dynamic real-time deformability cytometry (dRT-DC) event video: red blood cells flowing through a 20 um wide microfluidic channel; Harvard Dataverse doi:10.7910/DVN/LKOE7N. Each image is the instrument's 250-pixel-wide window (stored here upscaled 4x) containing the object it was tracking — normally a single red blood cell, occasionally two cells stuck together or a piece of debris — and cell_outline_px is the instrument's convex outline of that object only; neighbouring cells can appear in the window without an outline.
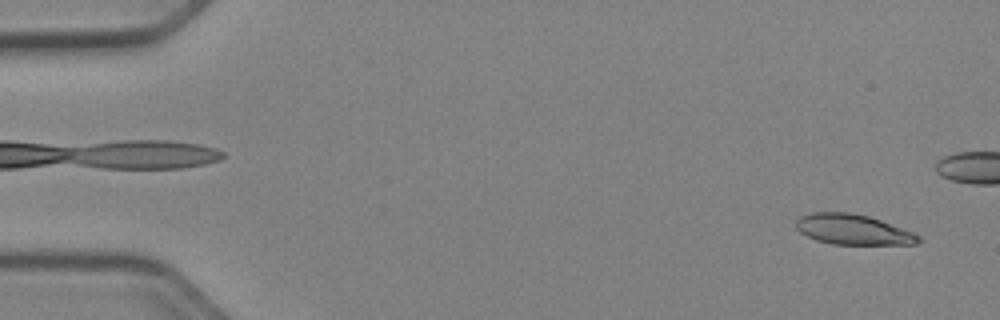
{"species": "Egyptian fruit bat (a non-hibernating species)", "species_latin": "Rousettus aegyptiacus", "temperature_condition": "cold", "stored_images_in_passage": 52, "camera_frame_rate_fps": 3000, "um_per_image_px": 0.085, "animal": {"sex": "female"}, "frame": {"image": 1, "passage_image": 2, "time_ms": 0.333, "image_size_px": [1000, 320], "cell_outline_px": [[924, 240], [916, 244], [832, 244], [816, 240], [800, 232], [796, 228], [796, 220], [800, 216], [812, 212], [852, 212], [868, 216], [880, 220], [912, 232], [920, 236]], "centroid_in_image_um": [72.5, 19.5], "position_along_channel_um": 12.5, "area_um2": 21.56}}
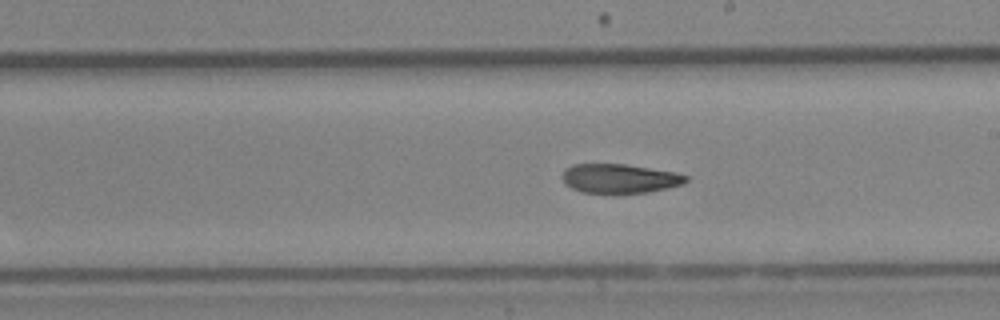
{"frame": {"image": 2, "passage_image": 29, "time_ms": 9.333, "image_size_px": [1000, 320], "cell_outline_px": [[688, 180], [684, 184], [668, 188], [648, 192], [580, 192], [564, 184], [564, 172], [572, 164], [624, 164], [676, 172], [688, 176]], "centroid_in_image_um": [52.71, 15.16], "position_along_channel_um": 236.3, "area_um2": 20.75}}
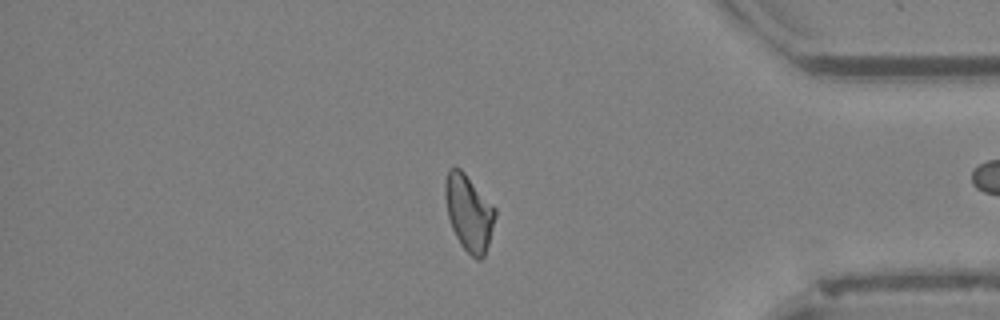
{"frame": {"image": 3, "passage_image": 43, "time_ms": 14.0, "image_size_px": [1000, 320], "cell_outline_px": [[496, 216], [488, 244], [484, 256], [480, 260], [476, 260], [460, 244], [452, 228], [448, 216], [444, 196], [444, 180], [448, 168], [460, 168], [464, 172], [496, 208]], "centroid_in_image_um": [39.84, 18.06], "position_along_channel_um": 395.4, "area_um2": 22.2}, "authors_computed_cell_mechanics": {"area_um2": 22.3108, "velocity_mm_per_s": 3.9594, "shape_relaxation_time_tau1_ms": null, "shape_relaxation_time_tau2_ms": 5.8803, "deformation_change_tau1": null, "deformation_change_tau2": 0.1356}}